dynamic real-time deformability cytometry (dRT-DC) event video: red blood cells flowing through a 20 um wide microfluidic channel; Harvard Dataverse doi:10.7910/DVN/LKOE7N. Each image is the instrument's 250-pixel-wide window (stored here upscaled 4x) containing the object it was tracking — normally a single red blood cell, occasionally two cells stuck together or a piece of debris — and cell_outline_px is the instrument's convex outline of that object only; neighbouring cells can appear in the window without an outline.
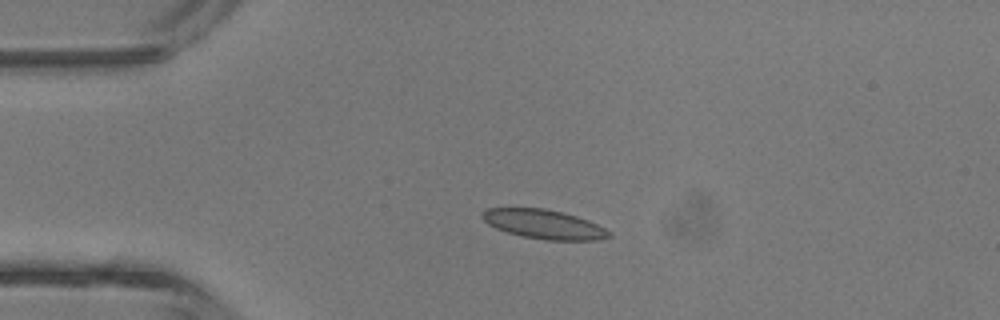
{"species": "common noctule bat (a hibernating species)", "species_latin": "Nyctalus noctula", "temperature_condition": "room temperature", "stored_images_in_passage": 4, "camera_frame_rate_fps": 3000, "um_per_image_px": 0.085, "animal": {"sex": "male", "body_mass_g": 13.3}, "frame": {"image": 1, "passage_image": 3, "time_ms": 3.333, "image_size_px": [1000, 320], "cell_outline_px": [[612, 236], [596, 240], [544, 240], [524, 236], [508, 232], [496, 228], [488, 224], [480, 216], [488, 208], [544, 208], [564, 212], [588, 220], [612, 232]], "centroid_in_image_um": [46.25, 19.06], "position_along_channel_um": 38.7, "area_um2": 21.44}}